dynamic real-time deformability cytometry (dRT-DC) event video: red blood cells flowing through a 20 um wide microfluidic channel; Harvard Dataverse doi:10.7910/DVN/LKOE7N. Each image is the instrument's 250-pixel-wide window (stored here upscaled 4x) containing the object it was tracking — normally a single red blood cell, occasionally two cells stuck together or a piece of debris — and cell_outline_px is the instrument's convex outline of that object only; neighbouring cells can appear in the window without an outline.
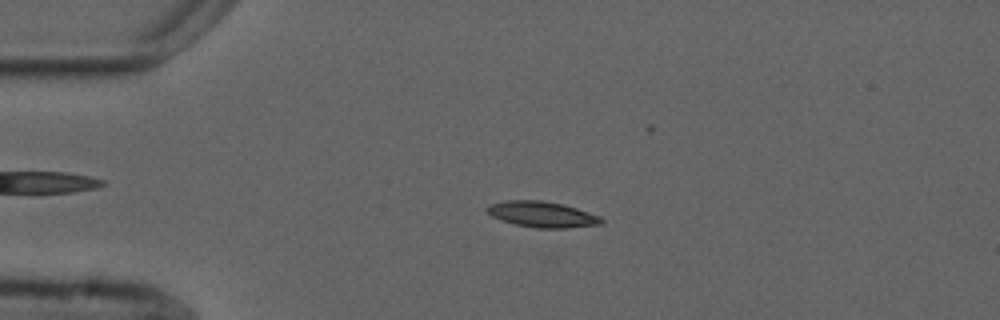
{"species": "common noctule bat (a hibernating species)", "species_latin": "Nyctalus noctula", "temperature_condition": "cold", "stored_images_in_passage": 5, "camera_frame_rate_fps": 3000, "um_per_image_px": 0.085, "animal": {"sex": "male", "forearm_length_mm": 52.5}, "frame": {"image": 1, "passage_image": 3, "time_ms": 2.667, "image_size_px": [1000, 320], "cell_outline_px": [[604, 224], [568, 228], [536, 228], [516, 224], [500, 220], [492, 216], [484, 208], [488, 204], [504, 200], [544, 200], [564, 204], [600, 216], [604, 220]], "centroid_in_image_um": [46.08, 18.21], "position_along_channel_um": 38.9, "area_um2": 17.46}}
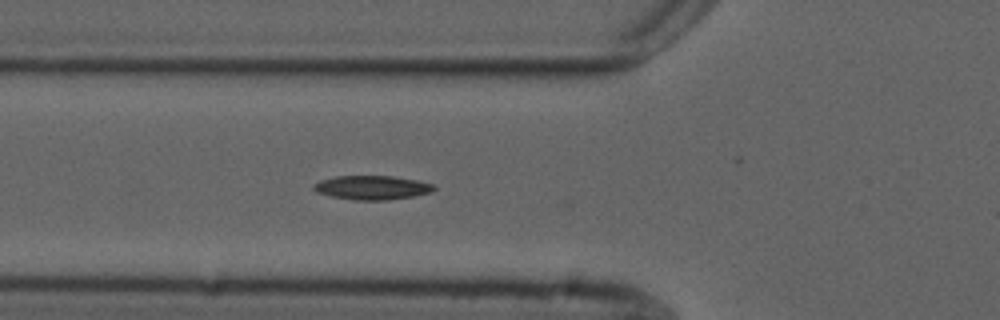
{"frame": {"image": 2, "passage_image": 5, "time_ms": 5.0, "image_size_px": [1000, 320], "cell_outline_px": [[436, 188], [428, 192], [412, 196], [388, 200], [356, 200], [332, 196], [316, 192], [312, 188], [312, 184], [320, 180], [336, 176], [392, 176], [416, 180], [432, 184]], "centroid_in_image_um": [31.56, 15.94], "position_along_channel_um": 94.2, "area_um2": 16.65}}